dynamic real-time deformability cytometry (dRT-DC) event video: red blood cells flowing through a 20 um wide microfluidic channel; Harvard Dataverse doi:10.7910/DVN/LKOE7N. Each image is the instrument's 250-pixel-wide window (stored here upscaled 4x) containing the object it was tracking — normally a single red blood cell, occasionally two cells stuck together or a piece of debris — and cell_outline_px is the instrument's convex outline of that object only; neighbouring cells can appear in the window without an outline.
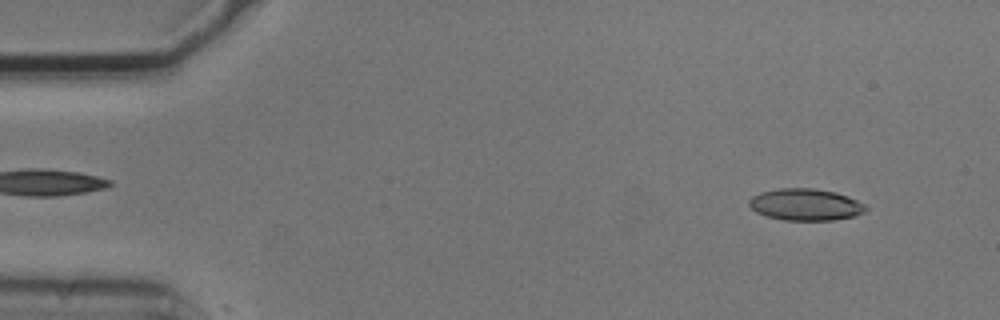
{"species": "common noctule bat (a hibernating species)", "species_latin": "Nyctalus noctula", "temperature_condition": "cold", "stored_images_in_passage": 4, "camera_frame_rate_fps": 3000, "um_per_image_px": 0.085, "animal": {"sex": "male", "body_mass_g": 20.5, "forearm_length_mm": 52.5}, "frame": {"image": 1, "passage_image": 1, "time_ms": 0.0, "image_size_px": [1000, 320], "cell_outline_px": [[868, 208], [864, 212], [856, 216], [832, 220], [784, 220], [768, 216], [756, 212], [748, 204], [748, 200], [752, 196], [760, 192], [780, 188], [812, 188], [836, 192], [848, 196], [864, 204]], "centroid_in_image_um": [68.47, 17.38], "position_along_channel_um": 16.5, "area_um2": 21.62}}
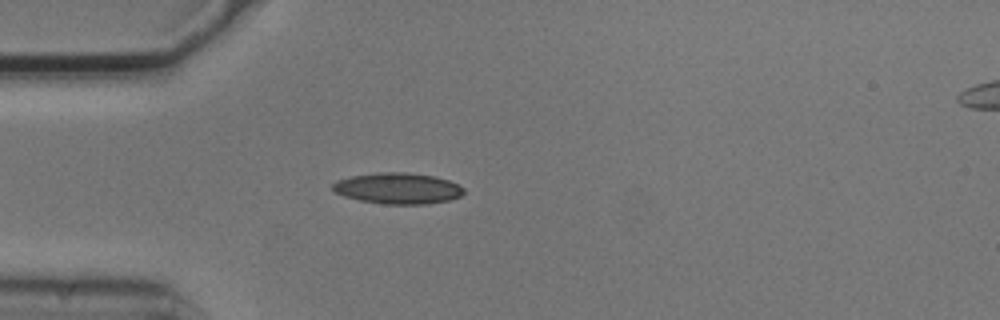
{"frame": {"image": 2, "passage_image": 4, "time_ms": 1.0, "image_size_px": [1000, 320], "cell_outline_px": [[464, 192], [460, 196], [448, 200], [428, 204], [384, 204], [360, 200], [344, 196], [336, 192], [332, 188], [332, 184], [336, 180], [352, 176], [380, 172], [408, 172], [432, 176], [448, 180], [464, 188]], "centroid_in_image_um": [33.8, 16.01], "position_along_channel_um": 51.2, "area_um2": 23.58}}